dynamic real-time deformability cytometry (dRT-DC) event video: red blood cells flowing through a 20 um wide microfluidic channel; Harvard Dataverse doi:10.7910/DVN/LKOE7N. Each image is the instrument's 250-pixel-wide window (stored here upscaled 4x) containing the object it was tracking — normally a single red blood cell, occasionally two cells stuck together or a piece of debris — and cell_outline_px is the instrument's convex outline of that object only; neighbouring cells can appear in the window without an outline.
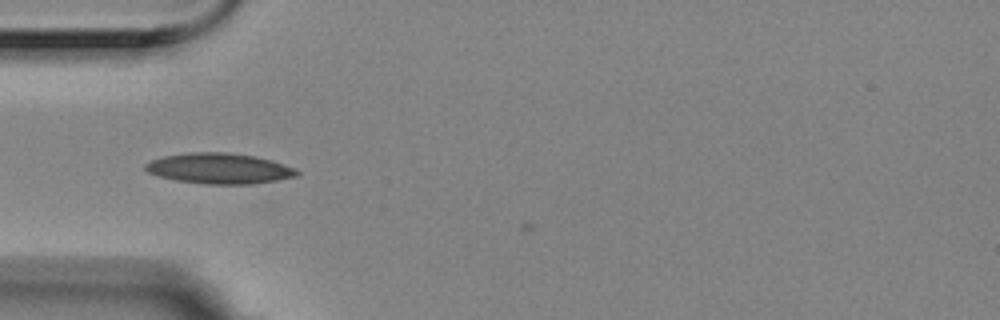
{"species": "Egyptian fruit bat (a non-hibernating species)", "species_latin": "Rousettus aegyptiacus", "temperature_condition": "room temperature", "stored_images_in_passage": 2, "camera_frame_rate_fps": 3000, "um_per_image_px": 0.085, "animal": {"sex": "female"}, "frame": {"image": 1, "passage_image": 1, "time_ms": 0.0, "image_size_px": [1000, 320], "cell_outline_px": [[300, 172], [296, 176], [276, 180], [252, 184], [204, 184], [176, 180], [160, 176], [148, 172], [144, 168], [144, 164], [152, 160], [164, 156], [192, 152], [224, 152], [256, 156], [272, 160], [284, 164]], "centroid_in_image_um": [18.63, 14.32], "position_along_channel_um": 66.4, "area_um2": 26.82}}